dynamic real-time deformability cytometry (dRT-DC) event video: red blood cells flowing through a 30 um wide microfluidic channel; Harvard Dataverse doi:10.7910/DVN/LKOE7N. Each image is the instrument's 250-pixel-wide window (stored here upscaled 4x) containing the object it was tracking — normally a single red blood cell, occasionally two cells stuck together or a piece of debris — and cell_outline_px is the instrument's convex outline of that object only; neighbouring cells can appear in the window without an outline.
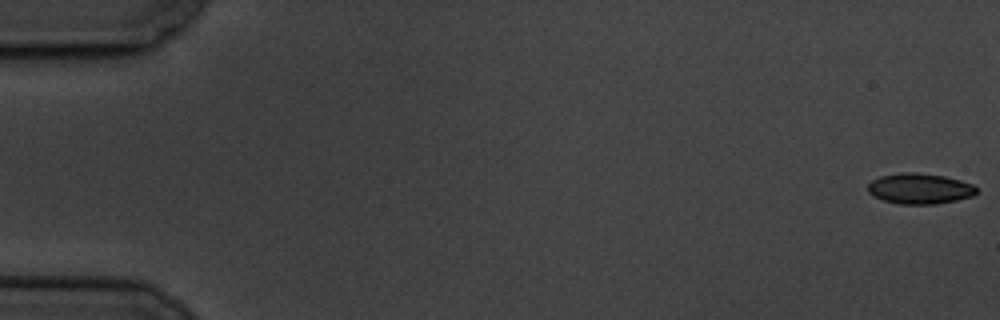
{"species": "common noctule bat (a hibernating species)", "species_latin": "Nyctalus noctula", "temperature_condition": "cold", "stored_images_in_passage": 6, "camera_frame_rate_fps": 3000, "um_per_image_px": 0.085, "animal": {"sex": "male", "body_mass_g": 19.5, "forearm_length_mm": 54.6}, "frame": {"image": 1, "passage_image": 1, "time_ms": 0.0, "image_size_px": [1000, 320], "cell_outline_px": [[976, 192], [972, 196], [956, 200], [936, 204], [900, 204], [884, 200], [872, 196], [868, 192], [868, 184], [872, 180], [880, 176], [908, 172], [916, 172], [944, 176], [960, 180], [972, 184], [976, 188]], "centroid_in_image_um": [78.16, 16.03], "position_along_channel_um": 6.8, "area_um2": 19.25}}
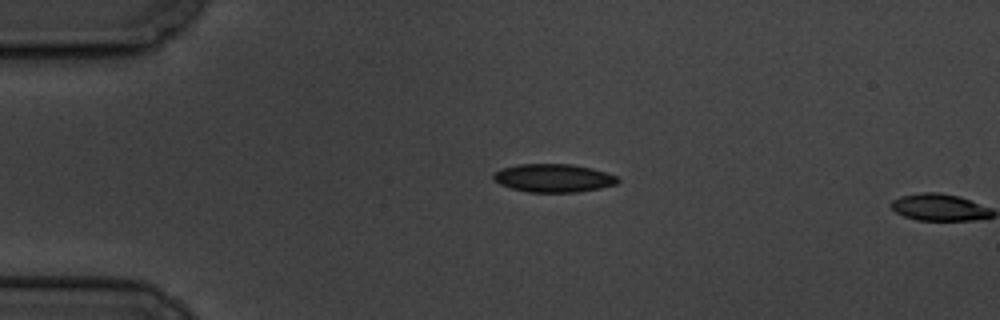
{"frame": {"image": 2, "passage_image": 5, "time_ms": 4.333, "image_size_px": [1000, 320], "cell_outline_px": [[620, 180], [616, 184], [600, 188], [576, 192], [528, 192], [512, 188], [500, 184], [492, 180], [492, 176], [500, 168], [520, 164], [572, 164], [592, 168], [616, 176]], "centroid_in_image_um": [47.02, 15.13], "position_along_channel_um": 38.0, "area_um2": 20.4}}